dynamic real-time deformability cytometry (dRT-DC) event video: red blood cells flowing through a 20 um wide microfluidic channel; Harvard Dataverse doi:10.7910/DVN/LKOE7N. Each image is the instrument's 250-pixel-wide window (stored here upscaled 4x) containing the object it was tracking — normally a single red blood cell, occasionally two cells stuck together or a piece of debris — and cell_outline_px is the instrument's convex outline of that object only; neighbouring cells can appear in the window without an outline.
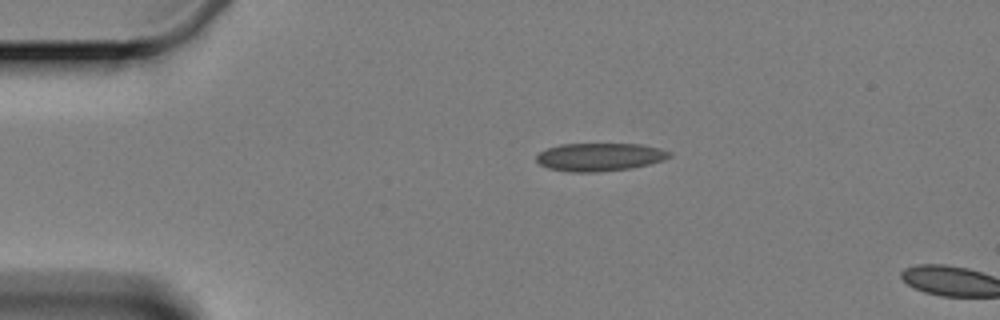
{"species": "Egyptian fruit bat (a non-hibernating species)", "species_latin": "Rousettus aegyptiacus", "temperature_condition": "cold", "stored_images_in_passage": 2, "camera_frame_rate_fps": 3000, "um_per_image_px": 0.085, "animal": {"sex": "female"}, "frame": {"image": 1, "passage_image": 1, "time_ms": 0.0, "image_size_px": [1000, 320], "cell_outline_px": [[672, 156], [664, 160], [632, 168], [596, 172], [572, 172], [548, 168], [540, 164], [536, 160], [536, 156], [540, 152], [548, 148], [560, 144], [640, 144], [660, 148], [672, 152]], "centroid_in_image_um": [51.0, 13.34], "position_along_channel_um": 34.0, "area_um2": 21.73}}